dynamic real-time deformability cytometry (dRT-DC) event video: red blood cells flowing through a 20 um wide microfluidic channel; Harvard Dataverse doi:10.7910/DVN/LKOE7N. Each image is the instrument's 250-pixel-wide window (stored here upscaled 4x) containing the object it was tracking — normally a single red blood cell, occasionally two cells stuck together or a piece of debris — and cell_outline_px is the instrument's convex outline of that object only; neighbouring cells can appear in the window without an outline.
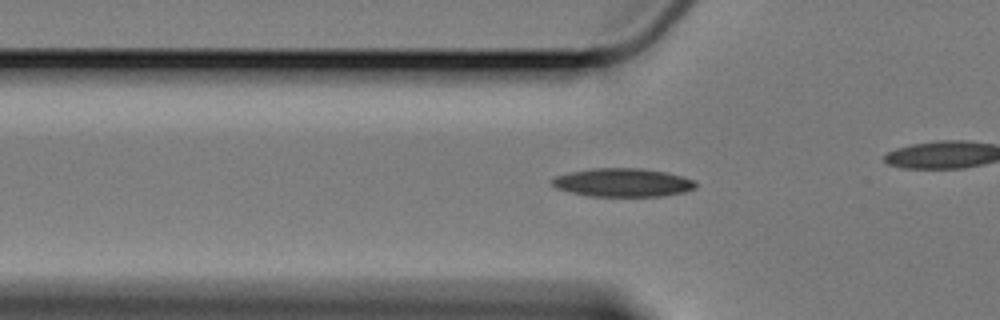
{"species": "Egyptian fruit bat (a non-hibernating species)", "species_latin": "Rousettus aegyptiacus", "temperature_condition": "cold", "stored_images_in_passage": 42, "camera_frame_rate_fps": 3000, "um_per_image_px": 0.085, "animal": {"sex": "female"}, "frame": {"image": 1, "passage_image": 14, "time_ms": 4.333, "image_size_px": [1000, 320], "cell_outline_px": [[696, 188], [684, 192], [664, 196], [588, 196], [556, 188], [552, 184], [552, 180], [556, 176], [572, 172], [592, 168], [640, 168], [668, 172], [684, 176], [696, 180]], "centroid_in_image_um": [53.01, 15.51], "position_along_channel_um": 72.8, "area_um2": 23.87}}
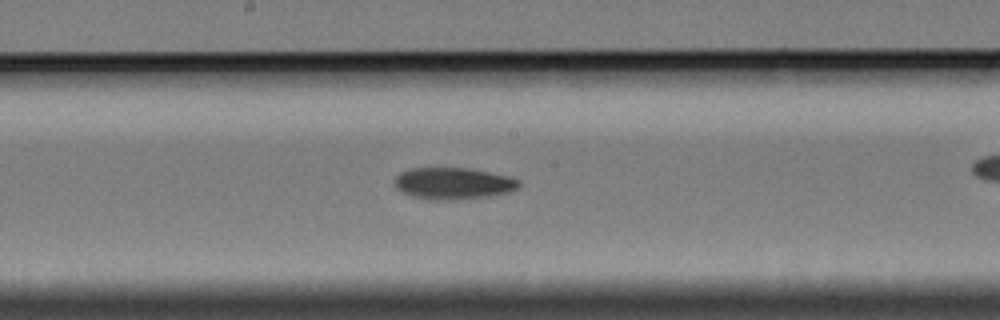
{"frame": {"image": 2, "passage_image": 26, "time_ms": 8.333, "image_size_px": [1000, 320], "cell_outline_px": [[520, 184], [516, 188], [508, 192], [488, 196], [452, 200], [432, 200], [412, 196], [396, 188], [396, 176], [400, 172], [412, 168], [468, 168], [508, 176], [520, 180]], "centroid_in_image_um": [38.52, 15.59], "position_along_channel_um": 209.7, "area_um2": 22.72}}
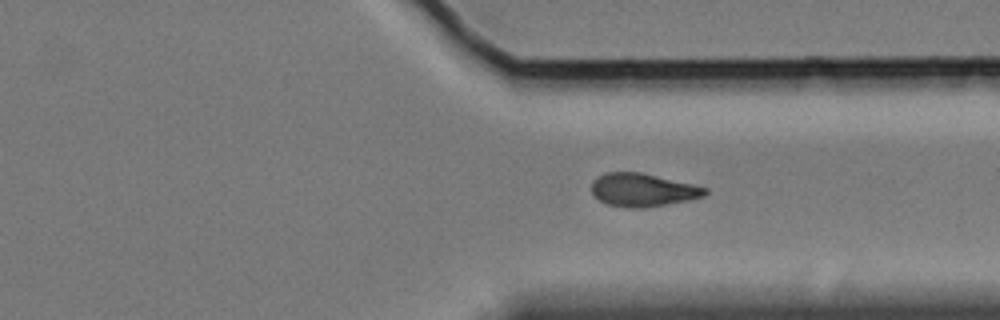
{"frame": {"image": 3, "passage_image": 39, "time_ms": 12.667, "image_size_px": [1000, 320], "cell_outline_px": [[708, 192], [704, 196], [688, 200], [644, 208], [628, 208], [608, 204], [600, 200], [592, 192], [592, 180], [608, 172], [640, 172], [692, 184], [708, 188]], "centroid_in_image_um": [54.64, 16.15], "position_along_channel_um": 356.8, "area_um2": 21.68}}